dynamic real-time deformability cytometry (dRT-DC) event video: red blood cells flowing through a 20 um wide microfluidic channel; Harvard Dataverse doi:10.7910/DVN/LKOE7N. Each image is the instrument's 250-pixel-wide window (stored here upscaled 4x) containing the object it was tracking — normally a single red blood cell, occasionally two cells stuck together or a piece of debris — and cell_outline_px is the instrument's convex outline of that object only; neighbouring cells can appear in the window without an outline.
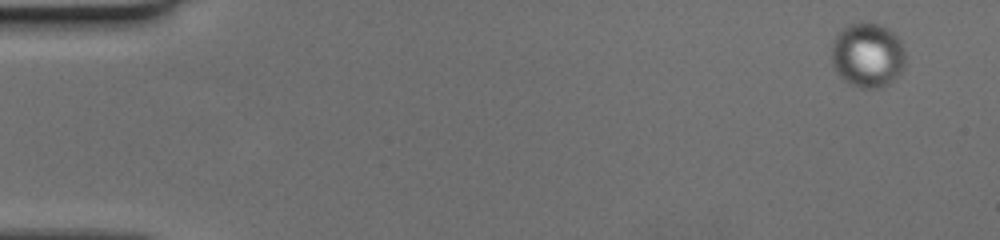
{"species": "human", "species_latin": "Homo sapiens", "temperature_condition": "cold", "stored_images_in_passage": 61, "camera_frame_rate_fps": 3000, "um_per_image_px": 0.085, "donor": {"sex": "female"}, "frame": {"image": 1, "passage_image": 1, "time_ms": 0.0, "image_size_px": [1000, 240], "cell_outline_px": [[904, 68], [900, 72], [884, 84], [876, 88], [860, 88], [844, 80], [836, 72], [832, 64], [832, 44], [836, 36], [844, 28], [852, 24], [880, 24], [888, 28], [900, 40], [904, 52]], "centroid_in_image_um": [73.73, 4.69], "position_along_channel_um": 11.3, "area_um2": 27.11}}
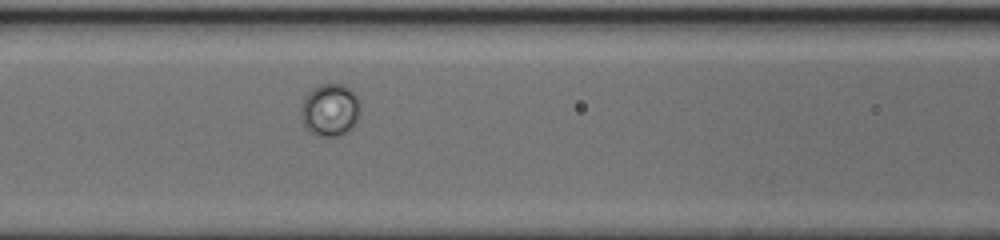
{"frame": {"image": 2, "passage_image": 27, "time_ms": 8.667, "image_size_px": [1000, 240], "cell_outline_px": [[360, 108], [356, 120], [352, 128], [348, 132], [336, 136], [324, 136], [308, 132], [304, 128], [300, 112], [304, 96], [312, 88], [320, 84], [344, 84], [356, 96]], "centroid_in_image_um": [28.01, 9.35], "position_along_channel_um": 138.6, "area_um2": 18.15}}
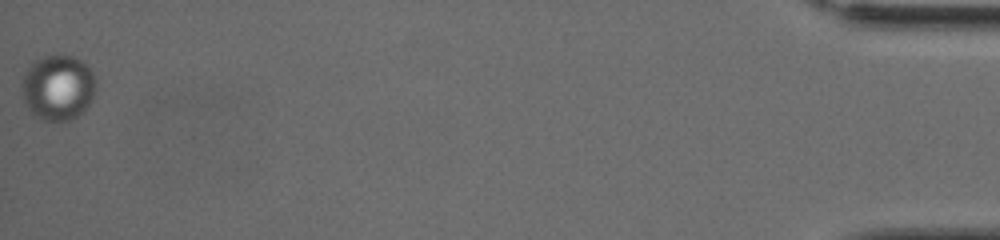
{"frame": {"image": 3, "passage_image": 61, "time_ms": 20.0, "image_size_px": [1000, 240], "cell_outline_px": [[96, 88], [92, 100], [84, 112], [68, 120], [40, 120], [28, 108], [24, 100], [20, 84], [28, 68], [36, 60], [44, 56], [60, 52], [72, 56], [80, 60], [92, 72], [96, 84]], "centroid_in_image_um": [4.93, 7.42], "position_along_channel_um": 430.3, "area_um2": 28.38}}